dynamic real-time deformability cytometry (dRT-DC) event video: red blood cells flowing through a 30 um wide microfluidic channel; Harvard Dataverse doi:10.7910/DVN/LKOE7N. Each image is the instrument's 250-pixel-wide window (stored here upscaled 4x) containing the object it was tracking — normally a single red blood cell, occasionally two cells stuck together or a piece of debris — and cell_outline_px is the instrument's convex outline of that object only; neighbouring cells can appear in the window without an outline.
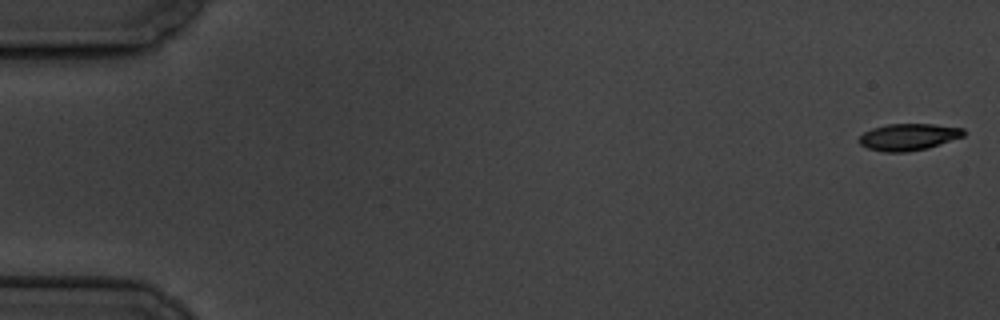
{"species": "common noctule bat (a hibernating species)", "species_latin": "Nyctalus noctula", "temperature_condition": "cold", "stored_images_in_passage": 58, "camera_frame_rate_fps": 3000, "um_per_image_px": 0.085, "animal": {"sex": "male", "body_mass_g": 19.5, "forearm_length_mm": 54.6}, "frame": {"image": 1, "passage_image": 1, "time_ms": 0.0, "image_size_px": [1000, 320], "cell_outline_px": [[964, 136], [928, 148], [908, 152], [884, 152], [868, 148], [860, 144], [856, 140], [864, 132], [872, 128], [888, 124], [932, 124], [964, 128]], "centroid_in_image_um": [77.2, 11.64], "position_along_channel_um": 7.8, "area_um2": 16.36}}
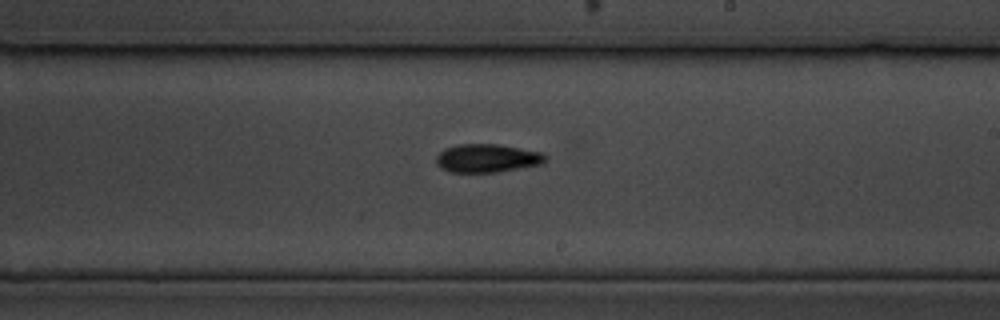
{"frame": {"image": 2, "passage_image": 34, "time_ms": 11.0, "image_size_px": [1000, 320], "cell_outline_px": [[548, 156], [544, 164], [496, 172], [448, 172], [440, 168], [436, 164], [436, 156], [444, 148], [460, 144], [496, 144], [540, 152]], "centroid_in_image_um": [41.39, 13.45], "position_along_channel_um": 247.6, "area_um2": 18.09}}
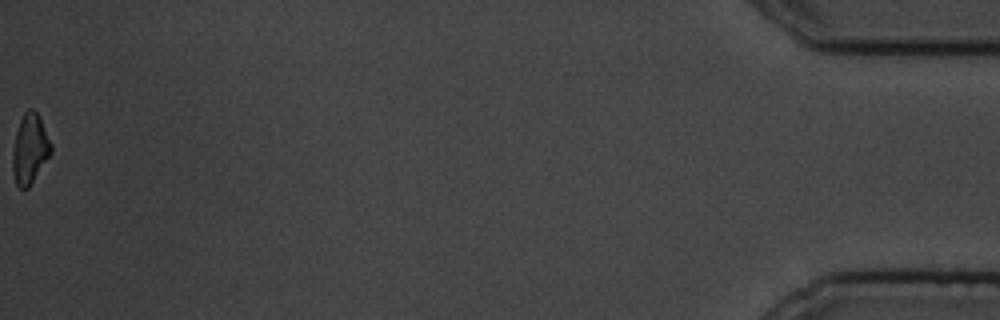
{"frame": {"image": 3, "passage_image": 58, "time_ms": 19.0, "image_size_px": [1000, 320], "cell_outline_px": [[52, 152], [28, 188], [20, 188], [16, 184], [12, 168], [12, 152], [16, 132], [20, 120], [24, 112], [28, 108], [32, 108], [40, 116], [52, 144]], "centroid_in_image_um": [2.54, 12.63], "position_along_channel_um": 432.7, "area_um2": 15.66}, "authors_computed_cell_mechanics": {"area_um2": 16.9932, "velocity_mm_per_s": 3.5141, "shape_relaxation_time_tau1_ms": 3.3889, "shape_relaxation_time_tau2_ms": 5.8434, "deformation_change_tau1": 0.1253, "deformation_change_tau2": 0.1357}}